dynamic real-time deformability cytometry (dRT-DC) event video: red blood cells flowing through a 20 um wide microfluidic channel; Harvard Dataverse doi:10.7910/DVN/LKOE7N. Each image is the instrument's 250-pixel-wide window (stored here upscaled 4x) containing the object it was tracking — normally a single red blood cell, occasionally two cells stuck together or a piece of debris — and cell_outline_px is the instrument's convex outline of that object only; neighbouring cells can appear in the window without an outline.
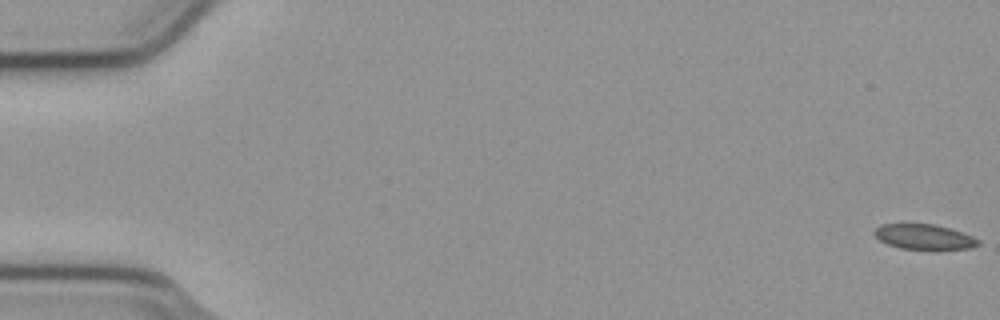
{"species": "common noctule bat (a hibernating species)", "species_latin": "Nyctalus noctula", "temperature_condition": "cold", "stored_images_in_passage": 55, "camera_frame_rate_fps": 3000, "um_per_image_px": 0.085, "animal": {"sex": "male", "body_mass_g": 23.1, "forearm_length_mm": 52.7}, "frame": {"image": 1, "passage_image": 1, "time_ms": 0.0, "image_size_px": [1000, 320], "cell_outline_px": [[980, 244], [972, 248], [936, 252], [932, 252], [900, 248], [888, 244], [880, 240], [872, 232], [880, 224], [932, 224], [948, 228], [972, 236], [980, 240]], "centroid_in_image_um": [78.59, 20.19], "position_along_channel_um": 6.4, "area_um2": 15.84}}
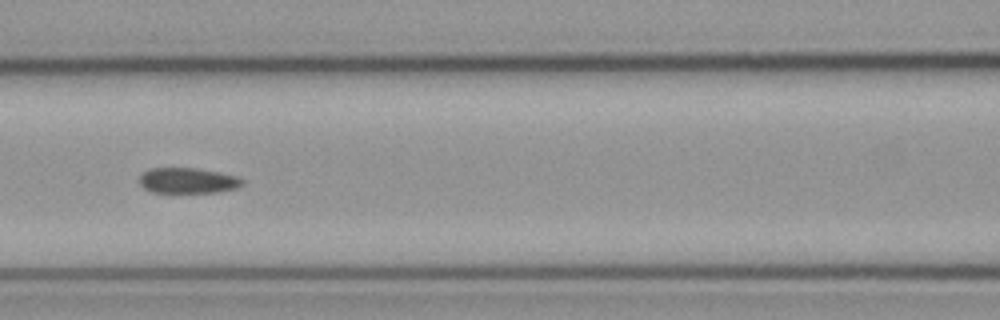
{"frame": {"image": 2, "passage_image": 25, "time_ms": 8.0, "image_size_px": [1000, 320], "cell_outline_px": [[244, 184], [236, 188], [216, 192], [152, 192], [144, 188], [140, 184], [140, 176], [144, 172], [152, 168], [196, 168], [236, 176], [244, 180]], "centroid_in_image_um": [15.96, 15.35], "position_along_channel_um": 150.6, "area_um2": 15.09}}
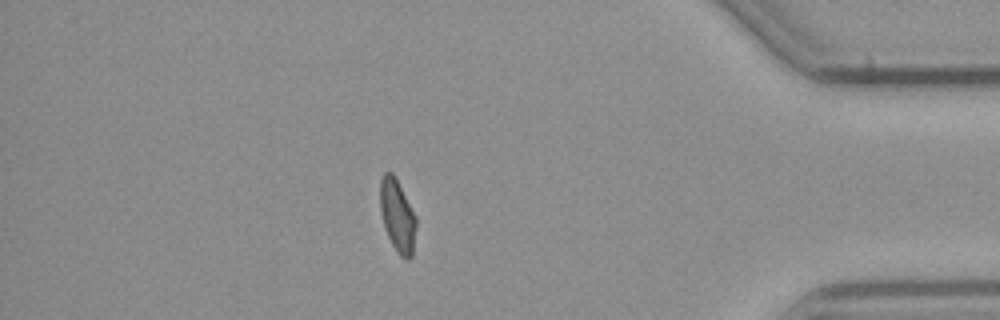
{"frame": {"image": 3, "passage_image": 48, "time_ms": 15.667, "image_size_px": [1000, 320], "cell_outline_px": [[416, 228], [412, 256], [408, 260], [400, 256], [396, 252], [388, 236], [384, 224], [380, 208], [380, 180], [384, 172], [392, 172], [396, 176], [416, 216]], "centroid_in_image_um": [33.79, 18.31], "position_along_channel_um": 401.4, "area_um2": 15.32}, "authors_computed_cell_mechanics": {"area_um2": 15.9528, "velocity_mm_per_s": 3.7971, "shape_relaxation_time_tau1_ms": null, "shape_relaxation_time_tau2_ms": 7.7264, "deformation_change_tau1": null, "deformation_change_tau2": 0.0892}}